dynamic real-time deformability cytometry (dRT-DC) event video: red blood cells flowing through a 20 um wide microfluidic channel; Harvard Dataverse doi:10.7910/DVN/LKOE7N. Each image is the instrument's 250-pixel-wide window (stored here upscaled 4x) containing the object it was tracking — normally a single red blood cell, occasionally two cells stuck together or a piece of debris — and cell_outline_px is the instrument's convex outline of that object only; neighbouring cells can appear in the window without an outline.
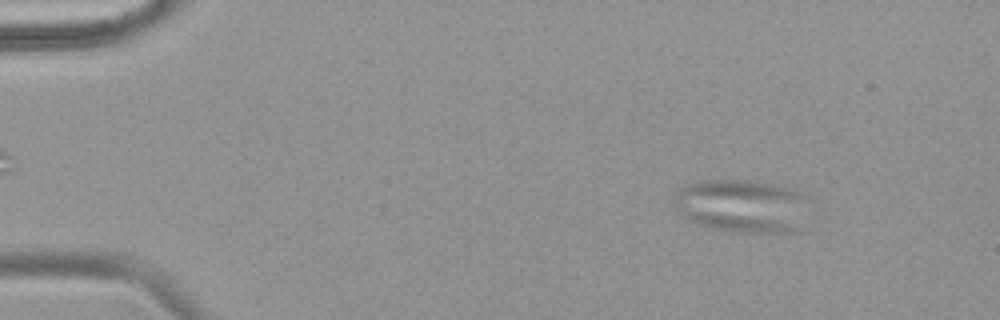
{"species": "common noctule bat (a hibernating species)", "species_latin": "Nyctalus noctula", "temperature_condition": "warm", "stored_images_in_passage": 56, "camera_frame_rate_fps": 3000, "um_per_image_px": 0.085, "animal": {"sex": "female", "body_mass_g": 18.4}, "frame": {"image": 1, "passage_image": 8, "time_ms": 2.333, "image_size_px": [1000, 320], "cell_outline_px": [[804, 196], [788, 228], [776, 232], [752, 232], [712, 228], [700, 224], [684, 216], [676, 208], [676, 192], [688, 184], [704, 180], [744, 180], [784, 188], [800, 192]], "centroid_in_image_um": [62.79, 17.45], "position_along_channel_um": 22.2, "area_um2": 38.32}}
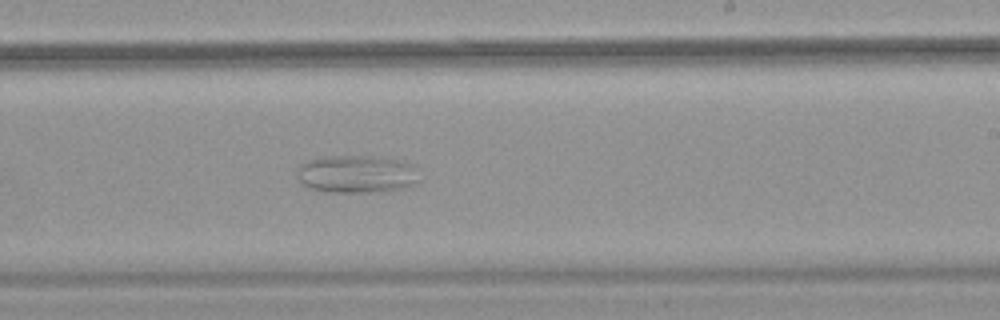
{"frame": {"image": 2, "passage_image": 35, "time_ms": 11.333, "image_size_px": [1000, 320], "cell_outline_px": [[420, 180], [416, 184], [408, 188], [372, 192], [324, 192], [312, 188], [304, 184], [296, 176], [296, 168], [300, 164], [308, 160], [320, 156], [376, 156], [404, 160], [412, 164]], "centroid_in_image_um": [30.33, 14.79], "position_along_channel_um": 258.7, "area_um2": 27.4}}
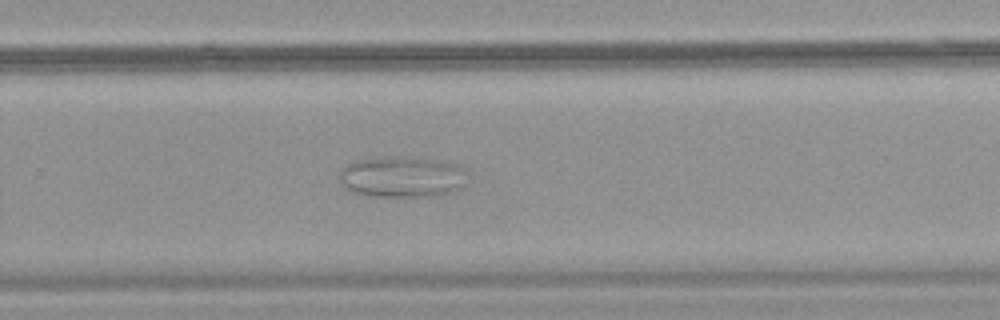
{"frame": {"image": 3, "passage_image": 38, "time_ms": 12.333, "image_size_px": [1000, 320], "cell_outline_px": [[468, 184], [452, 192], [428, 196], [368, 196], [348, 192], [340, 184], [340, 172], [352, 160], [384, 156], [404, 156], [440, 160], [452, 164], [456, 168]], "centroid_in_image_um": [34.05, 15.03], "position_along_channel_um": 295.8, "area_um2": 30.58}}